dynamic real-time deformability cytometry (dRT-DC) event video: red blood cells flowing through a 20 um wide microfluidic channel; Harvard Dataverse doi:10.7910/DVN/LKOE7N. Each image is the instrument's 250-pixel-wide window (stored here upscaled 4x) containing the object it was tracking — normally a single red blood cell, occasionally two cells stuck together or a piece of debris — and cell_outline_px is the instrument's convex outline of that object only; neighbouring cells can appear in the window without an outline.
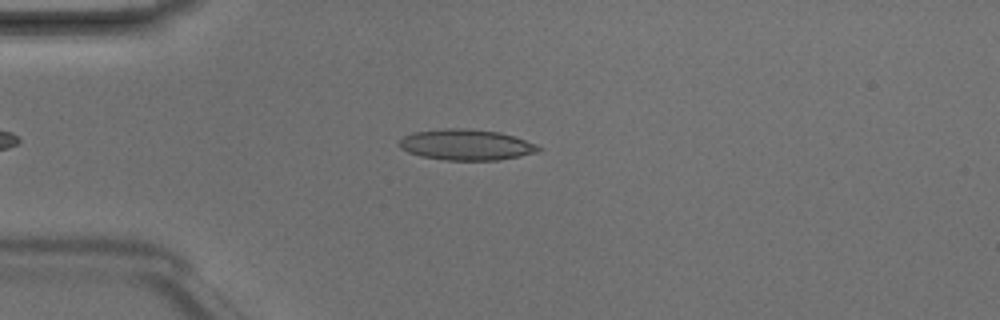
{"species": "Egyptian fruit bat (a non-hibernating species)", "species_latin": "Rousettus aegyptiacus", "temperature_condition": "room temperature", "stored_images_in_passage": 5, "camera_frame_rate_fps": 3000, "um_per_image_px": 0.085, "animal": {"sex": "male"}, "frame": {"image": 1, "passage_image": 4, "time_ms": 1.0, "image_size_px": [1000, 320], "cell_outline_px": [[544, 148], [536, 152], [520, 156], [496, 160], [444, 160], [420, 156], [408, 152], [400, 148], [400, 140], [404, 136], [412, 132], [444, 128], [468, 128], [500, 132], [536, 144]], "centroid_in_image_um": [39.61, 12.3], "position_along_channel_um": 45.4, "area_um2": 25.03}}